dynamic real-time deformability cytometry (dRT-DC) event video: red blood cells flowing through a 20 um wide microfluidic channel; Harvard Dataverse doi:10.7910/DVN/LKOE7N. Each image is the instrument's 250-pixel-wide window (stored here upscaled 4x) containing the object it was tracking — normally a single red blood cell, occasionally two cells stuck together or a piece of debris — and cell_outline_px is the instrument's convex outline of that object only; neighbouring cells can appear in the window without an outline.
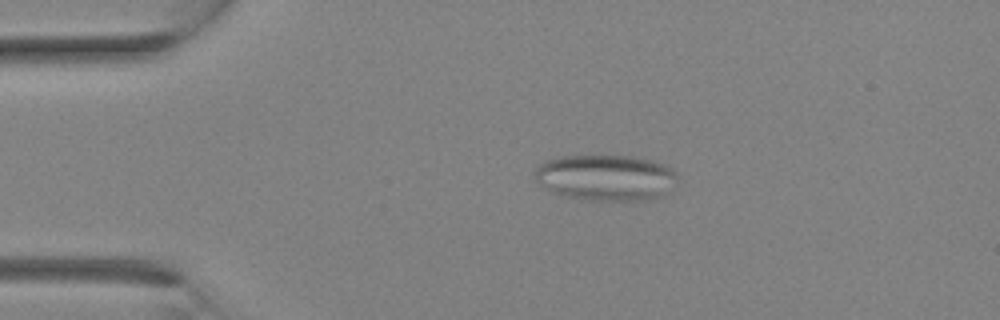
{"species": "Egyptian fruit bat (a non-hibernating species)", "species_latin": "Rousettus aegyptiacus", "temperature_condition": "room temperature", "stored_images_in_passage": 3, "camera_frame_rate_fps": 3000, "um_per_image_px": 0.085, "animal": {"sex": "female"}, "frame": {"image": 1, "passage_image": 3, "time_ms": 3.0, "image_size_px": [1000, 320], "cell_outline_px": [[676, 176], [660, 196], [644, 200], [588, 200], [564, 196], [552, 192], [544, 188], [536, 180], [536, 168], [544, 160], [560, 156], [632, 156], [652, 160], [664, 164], [672, 168], [676, 172]], "centroid_in_image_um": [51.42, 15.08], "position_along_channel_um": 33.6, "area_um2": 37.8}}